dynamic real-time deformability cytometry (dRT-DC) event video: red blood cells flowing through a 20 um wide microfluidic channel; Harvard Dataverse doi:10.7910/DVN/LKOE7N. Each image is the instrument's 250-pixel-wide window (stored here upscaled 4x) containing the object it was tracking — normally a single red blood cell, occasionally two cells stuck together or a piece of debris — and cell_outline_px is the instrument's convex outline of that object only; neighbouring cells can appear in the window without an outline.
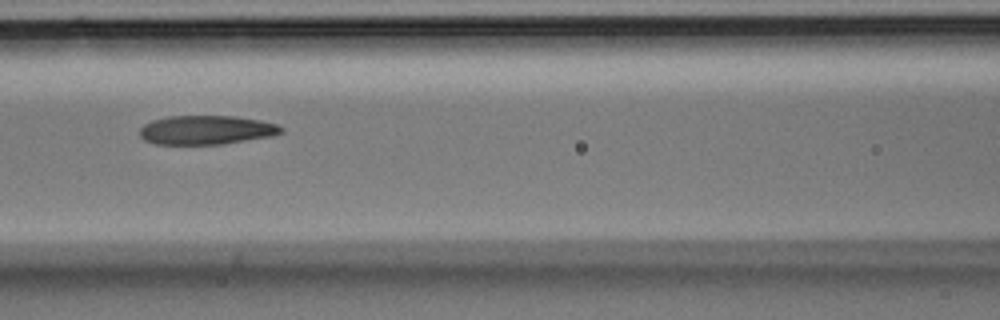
{"species": "Egyptian fruit bat (a non-hibernating species)", "species_latin": "Rousettus aegyptiacus", "temperature_condition": "room temperature", "stored_images_in_passage": 5, "camera_frame_rate_fps": 3000, "um_per_image_px": 0.085, "animal": {"sex": "male"}, "frame": {"image": 1, "passage_image": 4, "time_ms": 1.0, "image_size_px": [1000, 320], "cell_outline_px": [[284, 132], [272, 136], [220, 144], [156, 144], [144, 140], [140, 136], [140, 128], [144, 124], [152, 120], [168, 116], [236, 116], [260, 120], [276, 124], [284, 128]], "centroid_in_image_um": [17.54, 11.04], "position_along_channel_um": 149.1, "area_um2": 23.93}}
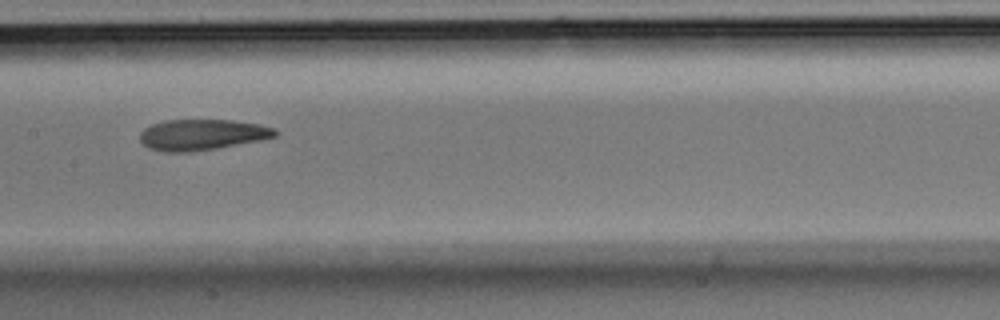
{"frame": {"image": 2, "passage_image": 5, "time_ms": 1.333, "image_size_px": [1000, 320], "cell_outline_px": [[280, 132], [276, 136], [260, 140], [216, 148], [188, 152], [164, 152], [148, 148], [140, 140], [140, 132], [144, 128], [152, 124], [164, 120], [232, 120], [256, 124], [276, 128]], "centroid_in_image_um": [17.16, 11.44], "position_along_channel_um": 190.2, "area_um2": 24.28}}